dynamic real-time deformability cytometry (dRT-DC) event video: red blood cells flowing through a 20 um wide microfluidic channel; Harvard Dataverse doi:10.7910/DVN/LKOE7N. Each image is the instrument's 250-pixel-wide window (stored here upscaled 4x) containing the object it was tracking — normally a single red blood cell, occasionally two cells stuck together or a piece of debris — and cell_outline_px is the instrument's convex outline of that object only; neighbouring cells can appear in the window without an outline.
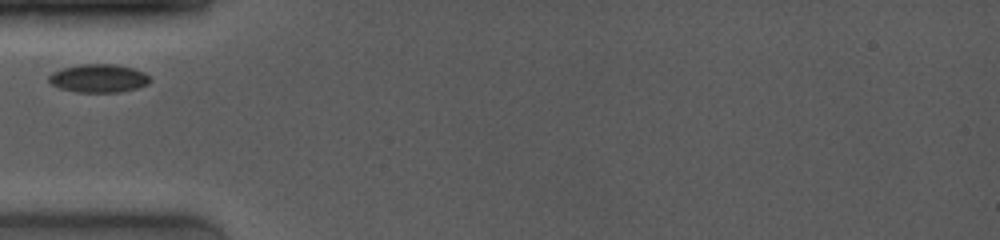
{"species": "common noctule bat (a hibernating species)", "species_latin": "Nyctalus noctula", "temperature_condition": "room temperature", "stored_images_in_passage": 35, "camera_frame_rate_fps": 4000, "um_per_image_px": 0.085, "animal": {"sex": "female", "body_mass_g": 19.0, "forearm_length_mm": 53.3}, "frame": {"image": 1, "passage_image": 1, "time_ms": 0.0, "image_size_px": [1000, 240], "cell_outline_px": [[152, 80], [148, 84], [136, 88], [120, 92], [76, 92], [60, 88], [52, 84], [48, 80], [48, 76], [52, 72], [64, 68], [80, 64], [116, 64], [132, 68], [144, 72]], "centroid_in_image_um": [8.39, 6.65], "position_along_channel_um": 76.6, "area_um2": 16.65}}